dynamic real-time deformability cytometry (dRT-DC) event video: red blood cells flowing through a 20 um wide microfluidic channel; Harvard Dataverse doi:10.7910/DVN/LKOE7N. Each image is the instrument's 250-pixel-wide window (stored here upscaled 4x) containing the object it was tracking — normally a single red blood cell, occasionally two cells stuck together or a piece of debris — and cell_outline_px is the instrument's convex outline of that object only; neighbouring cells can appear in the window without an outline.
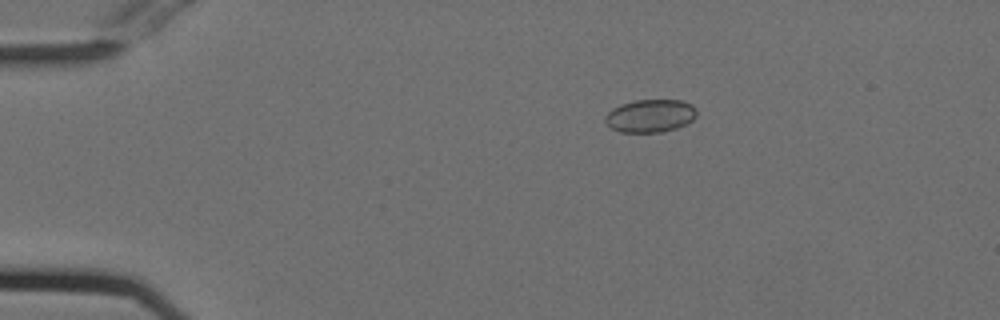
{"species": "Egyptian fruit bat (a non-hibernating species)", "species_latin": "Rousettus aegyptiacus", "temperature_condition": "cold", "stored_images_in_passage": 55, "camera_frame_rate_fps": 3000, "um_per_image_px": 0.085, "animal": {"sex": "female"}, "frame": {"image": 1, "passage_image": 11, "time_ms": 3.333, "image_size_px": [1000, 320], "cell_outline_px": [[696, 116], [692, 120], [676, 128], [664, 132], [620, 132], [612, 128], [604, 120], [604, 116], [612, 108], [620, 104], [636, 100], [680, 100], [692, 104], [696, 112]], "centroid_in_image_um": [55.25, 9.84], "position_along_channel_um": 29.8, "area_um2": 17.51}}
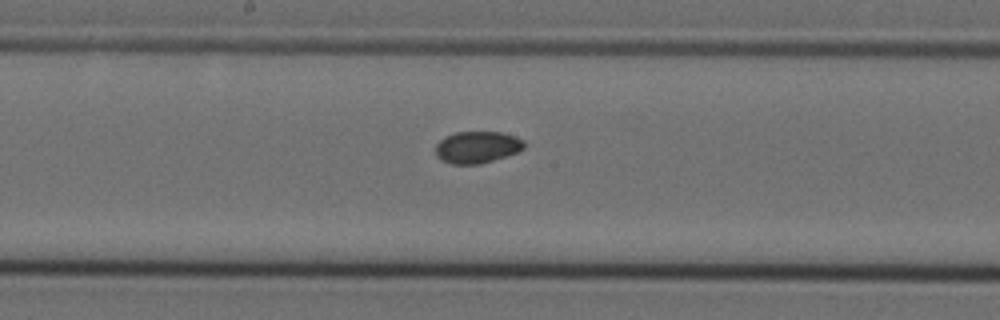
{"frame": {"image": 2, "passage_image": 30, "time_ms": 9.667, "image_size_px": [1000, 320], "cell_outline_px": [[524, 148], [516, 152], [480, 164], [452, 164], [436, 156], [436, 144], [444, 136], [456, 132], [500, 132], [516, 136], [524, 140]], "centroid_in_image_um": [40.55, 12.49], "position_along_channel_um": 207.7, "area_um2": 16.3}}
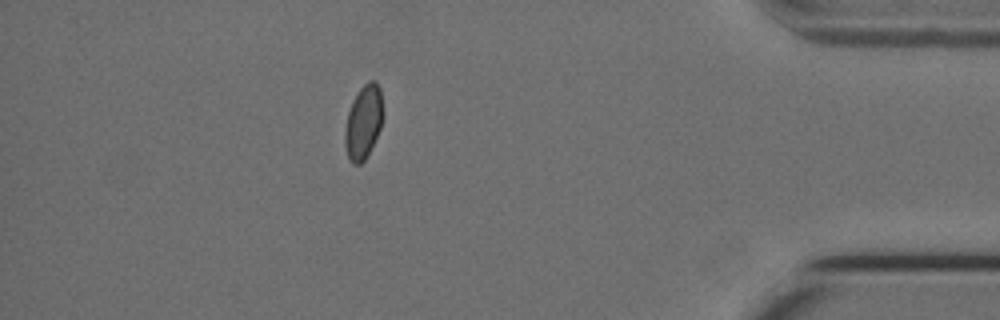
{"frame": {"image": 3, "passage_image": 49, "time_ms": 16.0, "image_size_px": [1000, 320], "cell_outline_px": [[380, 128], [364, 160], [360, 164], [352, 164], [348, 160], [344, 144], [344, 132], [348, 112], [352, 100], [360, 88], [368, 80], [376, 80], [380, 88]], "centroid_in_image_um": [30.83, 10.38], "position_along_channel_um": 404.4, "area_um2": 15.95}, "authors_computed_cell_mechanics": {"area_um2": 16.9932, "velocity_mm_per_s": 3.753, "shape_relaxation_time_tau1_ms": null, "shape_relaxation_time_tau2_ms": 3.3237, "deformation_change_tau1": null, "deformation_change_tau2": 0.0364}}